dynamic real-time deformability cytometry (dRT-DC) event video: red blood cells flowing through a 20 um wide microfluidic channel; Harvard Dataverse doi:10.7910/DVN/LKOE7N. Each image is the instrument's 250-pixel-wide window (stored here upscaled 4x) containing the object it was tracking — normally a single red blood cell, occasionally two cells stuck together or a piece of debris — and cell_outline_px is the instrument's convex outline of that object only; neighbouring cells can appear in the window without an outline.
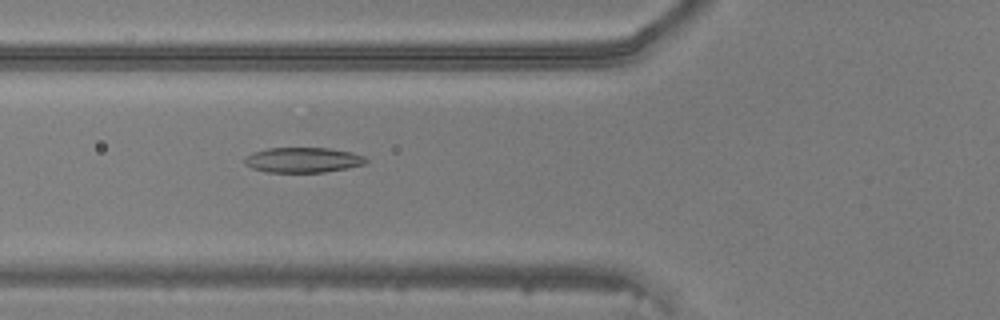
{"species": "common noctule bat (a hibernating species)", "species_latin": "Nyctalus noctula", "temperature_condition": "warm", "stored_images_in_passage": 49, "camera_frame_rate_fps": 3000, "um_per_image_px": 0.085, "animal": {"sex": "male", "body_mass_g": 20.5, "forearm_length_mm": 52.5}, "frame": {"image": 1, "passage_image": 19, "time_ms": 6.0, "image_size_px": [1000, 320], "cell_outline_px": [[368, 164], [348, 168], [324, 172], [268, 172], [252, 168], [244, 164], [244, 160], [252, 152], [268, 148], [328, 148], [352, 152], [364, 156], [368, 160]], "centroid_in_image_um": [25.79, 13.6], "position_along_channel_um": 100.0, "area_um2": 17.86}}
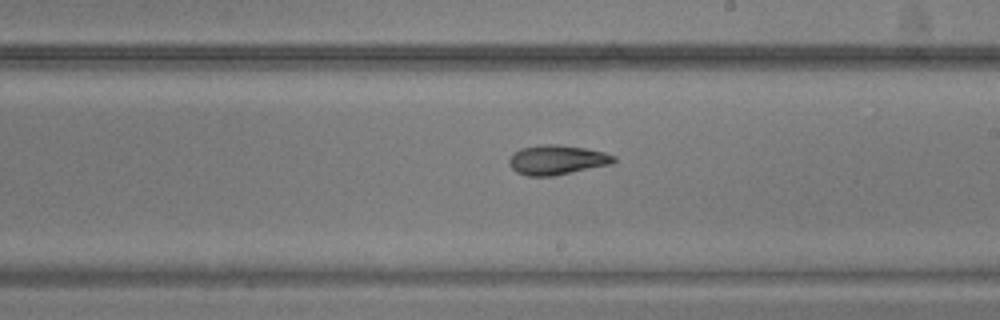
{"frame": {"image": 2, "passage_image": 29, "time_ms": 9.333, "image_size_px": [1000, 320], "cell_outline_px": [[616, 160], [612, 164], [552, 176], [528, 176], [516, 172], [512, 168], [508, 160], [520, 148], [540, 144], [560, 144], [584, 148], [604, 152], [616, 156]], "centroid_in_image_um": [47.36, 13.58], "position_along_channel_um": 241.6, "area_um2": 18.03}}
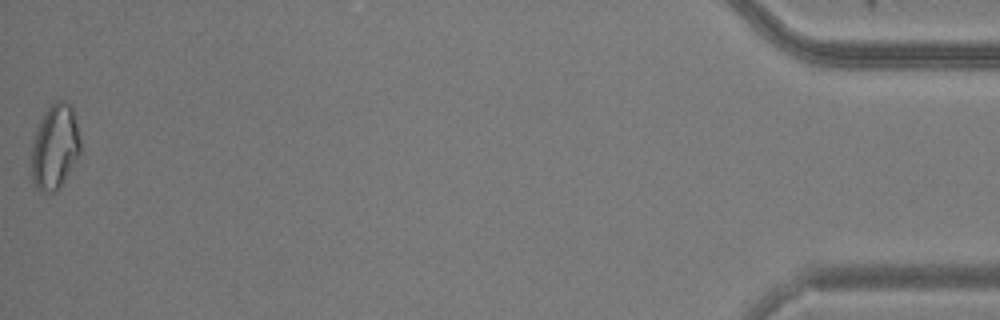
{"frame": {"image": 3, "passage_image": 49, "time_ms": 16.0, "image_size_px": [1000, 320], "cell_outline_px": [[80, 152], [76, 160], [56, 192], [48, 192], [36, 188], [32, 176], [32, 144], [36, 128], [44, 112], [56, 100], [64, 100], [72, 104], [80, 140]], "centroid_in_image_um": [4.67, 12.44], "position_along_channel_um": 430.5, "area_um2": 23.99}}